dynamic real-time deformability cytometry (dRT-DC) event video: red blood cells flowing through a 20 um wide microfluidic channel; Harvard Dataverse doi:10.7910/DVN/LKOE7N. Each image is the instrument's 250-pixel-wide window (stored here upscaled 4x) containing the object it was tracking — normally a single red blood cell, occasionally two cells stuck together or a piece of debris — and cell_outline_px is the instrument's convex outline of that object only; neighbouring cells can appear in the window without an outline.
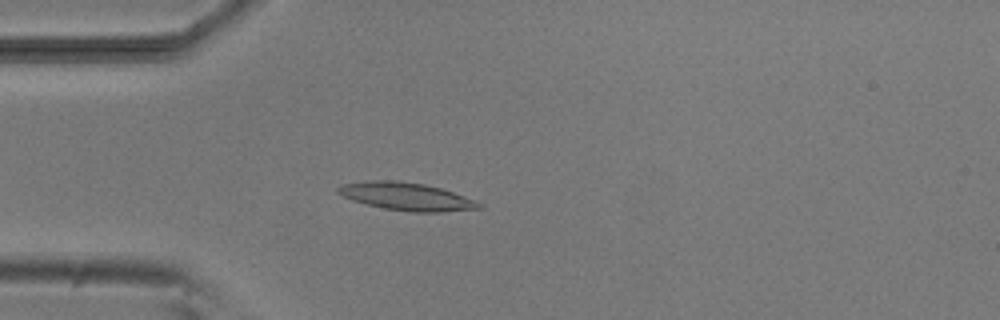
{"species": "common noctule bat (a hibernating species)", "species_latin": "Nyctalus noctula", "temperature_condition": "room temperature", "stored_images_in_passage": 34, "camera_frame_rate_fps": 3000, "um_per_image_px": 0.085, "animal": {"sex": "male", "body_mass_g": 20.5, "forearm_length_mm": 52.5}, "frame": {"image": 1, "passage_image": 7, "time_ms": 2.0, "image_size_px": [1000, 320], "cell_outline_px": [[484, 208], [440, 212], [408, 212], [384, 208], [352, 200], [336, 192], [336, 188], [340, 184], [368, 180], [396, 180], [424, 184], [440, 188], [476, 200], [484, 204]], "centroid_in_image_um": [34.56, 16.7], "position_along_channel_um": 50.4, "area_um2": 22.95}}
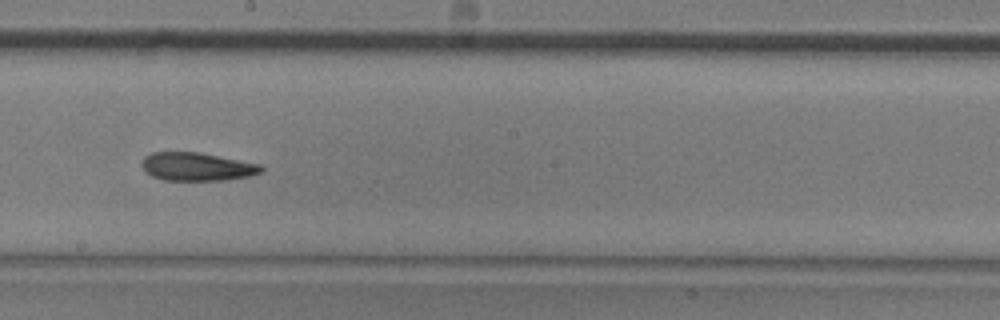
{"frame": {"image": 2, "passage_image": 22, "time_ms": 7.0, "image_size_px": [1000, 320], "cell_outline_px": [[264, 172], [248, 176], [224, 180], [164, 180], [152, 176], [144, 172], [140, 164], [144, 156], [152, 152], [200, 152], [260, 164], [264, 168]], "centroid_in_image_um": [16.71, 14.16], "position_along_channel_um": 231.5, "area_um2": 19.83}}
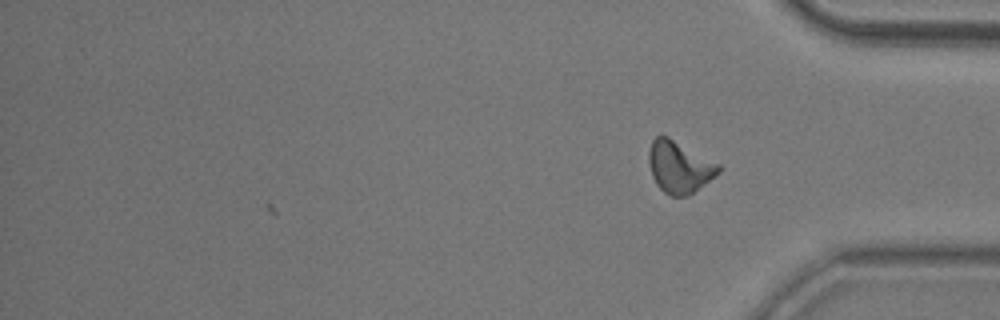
{"frame": {"image": 3, "passage_image": 34, "time_ms": 11.0, "image_size_px": [1000, 320], "cell_outline_px": [[720, 172], [688, 196], [672, 196], [664, 192], [656, 184], [652, 176], [648, 160], [648, 152], [652, 140], [656, 136], [668, 136], [720, 164]], "centroid_in_image_um": [57.73, 14.18], "position_along_channel_um": 377.5, "area_um2": 20.98}, "authors_computed_cell_mechanics": {"area_um2": 20.2878, "velocity_mm_per_s": 3.7967, "shape_relaxation_time_tau1_ms": 9.1366, "shape_relaxation_time_tau2_ms": 5.7768, "deformation_change_tau1": 0.2318, "deformation_change_tau2": 0.1611}}